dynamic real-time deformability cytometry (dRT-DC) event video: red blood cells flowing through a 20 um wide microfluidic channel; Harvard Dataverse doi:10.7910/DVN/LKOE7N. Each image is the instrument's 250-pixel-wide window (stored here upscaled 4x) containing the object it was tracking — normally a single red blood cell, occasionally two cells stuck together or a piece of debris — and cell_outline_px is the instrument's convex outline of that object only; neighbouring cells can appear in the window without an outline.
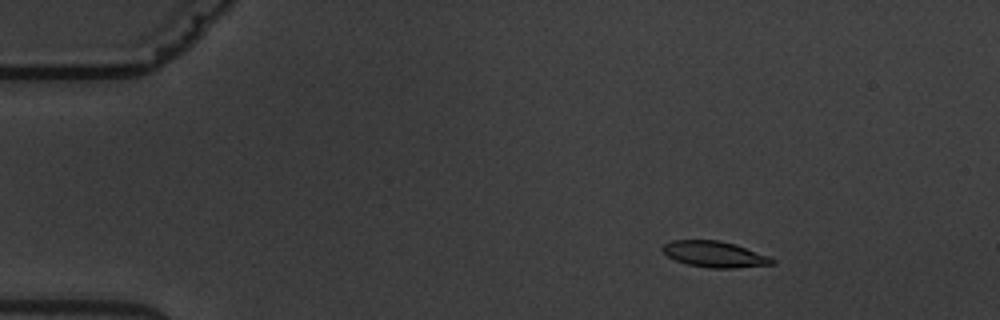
{"species": "common noctule bat (a hibernating species)", "species_latin": "Nyctalus noctula", "temperature_condition": "warm", "stored_images_in_passage": 5, "camera_frame_rate_fps": 3000, "um_per_image_px": 0.085, "animal": {"sex": "male", "body_mass_g": 19.5, "forearm_length_mm": 54.6}, "frame": {"image": 1, "passage_image": 2, "time_ms": 2.0, "image_size_px": [1000, 320], "cell_outline_px": [[776, 260], [772, 264], [736, 268], [708, 268], [688, 264], [676, 260], [668, 256], [660, 248], [664, 244], [672, 240], [720, 240], [768, 256]], "centroid_in_image_um": [60.7, 21.61], "position_along_channel_um": 24.3, "area_um2": 16.36}}